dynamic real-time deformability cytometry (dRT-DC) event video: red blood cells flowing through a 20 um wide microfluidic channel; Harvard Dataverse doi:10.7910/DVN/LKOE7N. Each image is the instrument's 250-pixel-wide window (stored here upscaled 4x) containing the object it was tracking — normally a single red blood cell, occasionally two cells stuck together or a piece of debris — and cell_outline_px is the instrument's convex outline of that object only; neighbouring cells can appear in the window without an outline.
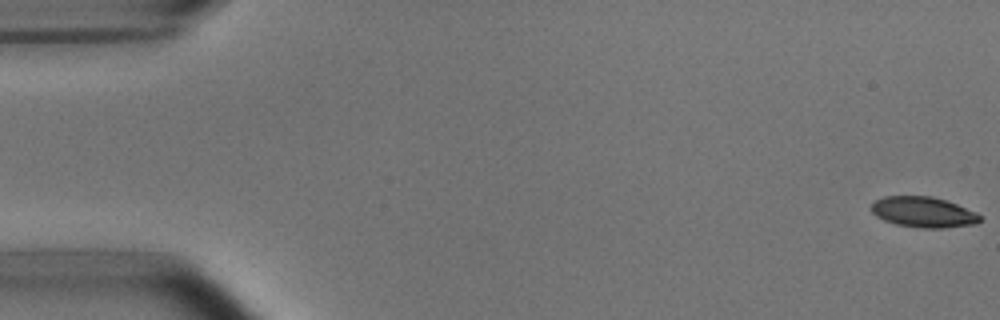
{"species": "common noctule bat (a hibernating species)", "species_latin": "Nyctalus noctula", "temperature_condition": "room temperature", "stored_images_in_passage": 28, "camera_frame_rate_fps": 3000, "um_per_image_px": 0.085, "animal": {"sex": "male", "body_mass_g": 15.6}, "frame": {"image": 1, "passage_image": 1, "time_ms": 0.0, "image_size_px": [1000, 320], "cell_outline_px": [[980, 220], [976, 224], [944, 228], [924, 228], [896, 224], [884, 220], [876, 216], [872, 212], [872, 200], [884, 196], [932, 196], [956, 204], [976, 212], [980, 216]], "centroid_in_image_um": [78.46, 18.02], "position_along_channel_um": 6.5, "area_um2": 19.31}}
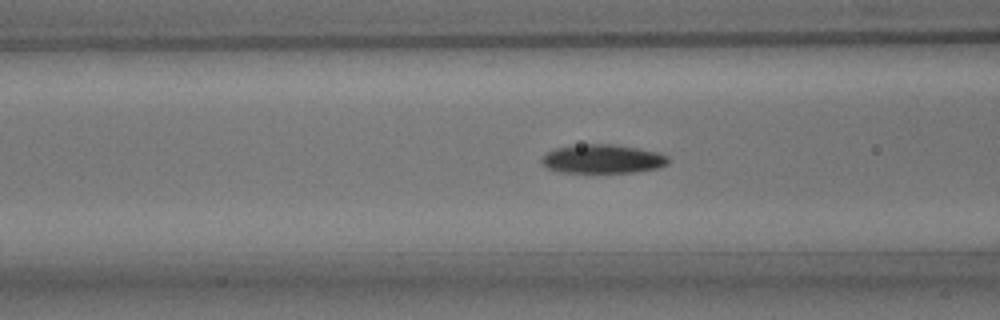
{"frame": {"image": 2, "passage_image": 21, "time_ms": 6.667, "image_size_px": [1000, 320], "cell_outline_px": [[668, 164], [656, 168], [636, 172], [560, 172], [548, 168], [540, 160], [548, 152], [556, 148], [584, 144], [612, 144], [660, 152], [668, 156]], "centroid_in_image_um": [51.25, 13.51], "position_along_channel_um": 115.3, "area_um2": 21.04}}
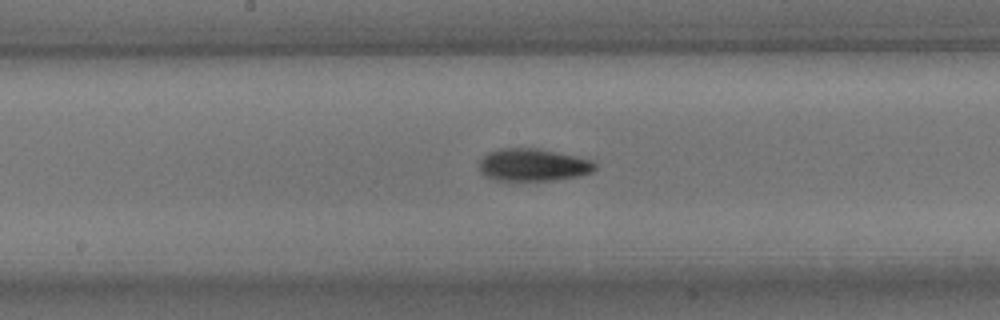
{"frame": {"image": 3, "passage_image": 28, "time_ms": 9.0, "image_size_px": [1000, 320], "cell_outline_px": [[596, 168], [592, 172], [580, 176], [552, 180], [496, 180], [484, 176], [480, 172], [480, 160], [488, 152], [500, 148], [536, 148], [576, 156], [592, 160], [596, 164]], "centroid_in_image_um": [45.31, 14.01], "position_along_channel_um": 202.9, "area_um2": 21.91}}